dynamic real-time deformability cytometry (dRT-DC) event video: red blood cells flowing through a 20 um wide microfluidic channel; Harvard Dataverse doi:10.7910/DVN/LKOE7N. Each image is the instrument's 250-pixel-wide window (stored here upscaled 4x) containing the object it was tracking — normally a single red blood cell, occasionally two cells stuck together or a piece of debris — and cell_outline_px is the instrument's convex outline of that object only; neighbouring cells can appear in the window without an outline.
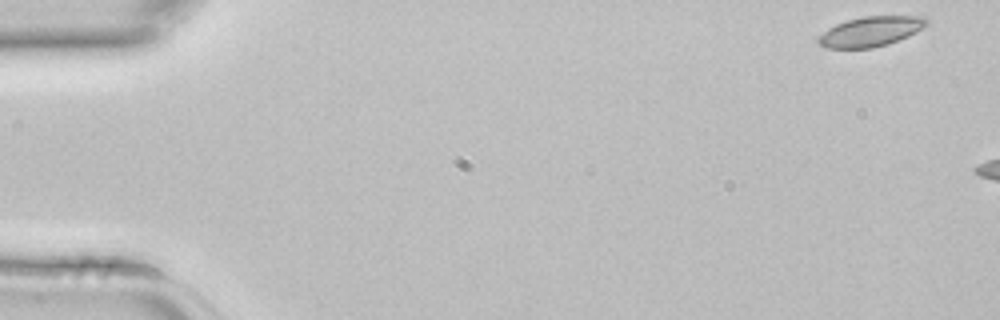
{"species": "common noctule bat (a hibernating species)", "species_latin": "Nyctalus noctula", "temperature_condition": "room temperature", "stored_images_in_passage": 4, "camera_frame_rate_fps": 3000, "um_per_image_px": 0.085, "animal": {"sex": "female", "body_mass_g": 22.7, "forearm_length_mm": 54.2}, "frame": {"image": 1, "passage_image": 1, "time_ms": 0.0, "image_size_px": [1000, 320], "cell_outline_px": [[928, 24], [924, 28], [908, 36], [888, 44], [872, 48], [828, 48], [820, 44], [816, 40], [828, 28], [836, 24], [848, 20], [864, 16], [924, 16], [928, 20]], "centroid_in_image_um": [74.04, 2.67], "position_along_channel_um": 11.0, "area_um2": 18.79}}
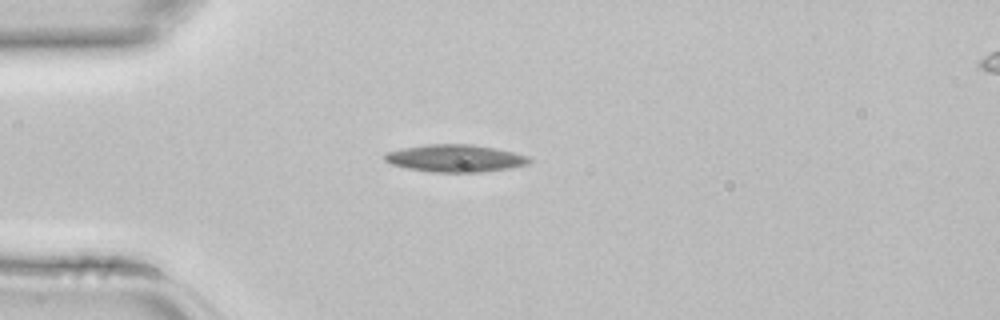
{"frame": {"image": 2, "passage_image": 4, "time_ms": 1.0, "image_size_px": [1000, 320], "cell_outline_px": [[532, 160], [528, 164], [508, 168], [480, 172], [432, 172], [408, 168], [392, 164], [384, 160], [384, 152], [404, 148], [428, 144], [472, 144], [496, 148], [528, 156]], "centroid_in_image_um": [38.68, 13.45], "position_along_channel_um": 46.3, "area_um2": 22.95}}